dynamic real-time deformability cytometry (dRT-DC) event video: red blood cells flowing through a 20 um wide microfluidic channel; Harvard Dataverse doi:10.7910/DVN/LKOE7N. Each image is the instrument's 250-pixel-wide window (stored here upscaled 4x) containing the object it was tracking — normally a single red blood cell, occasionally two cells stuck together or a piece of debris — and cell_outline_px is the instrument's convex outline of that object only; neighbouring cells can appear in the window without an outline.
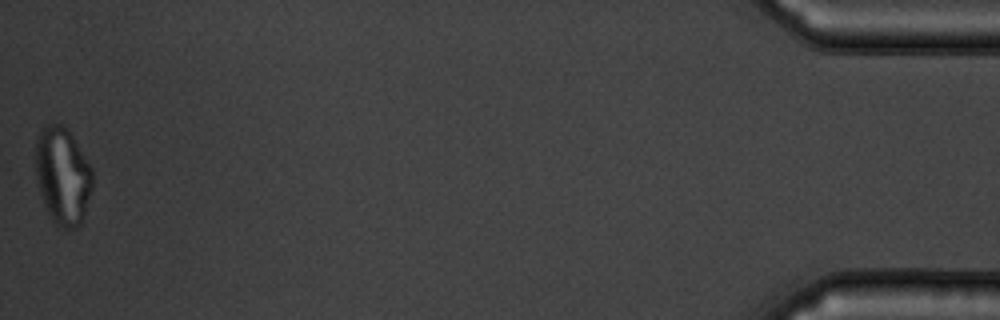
{"species": "common noctule bat (a hibernating species)", "species_latin": "Nyctalus noctula", "temperature_condition": "warm", "stored_images_in_passage": 39, "camera_frame_rate_fps": 3000, "um_per_image_px": 0.085, "animal": {"sex": "male", "body_mass_g": 19.5, "forearm_length_mm": 54.6}, "frame": {"image": 1, "passage_image": 39, "time_ms": 12.667, "image_size_px": [1000, 320], "cell_outline_px": [[92, 188], [80, 224], [76, 228], [64, 228], [56, 224], [52, 220], [48, 212], [40, 192], [36, 172], [36, 140], [40, 132], [48, 124], [60, 124], [68, 128], [92, 168]], "centroid_in_image_um": [5.33, 14.92], "position_along_channel_um": 429.9, "area_um2": 31.79}, "authors_computed_cell_mechanics": {"area_um2": 29.2468, "velocity_mm_per_s": 3.6993, "shape_relaxation_time_tau1_ms": null, "shape_relaxation_time_tau2_ms": 1.4948, "deformation_change_tau1": null, "deformation_change_tau2": 0.087}}